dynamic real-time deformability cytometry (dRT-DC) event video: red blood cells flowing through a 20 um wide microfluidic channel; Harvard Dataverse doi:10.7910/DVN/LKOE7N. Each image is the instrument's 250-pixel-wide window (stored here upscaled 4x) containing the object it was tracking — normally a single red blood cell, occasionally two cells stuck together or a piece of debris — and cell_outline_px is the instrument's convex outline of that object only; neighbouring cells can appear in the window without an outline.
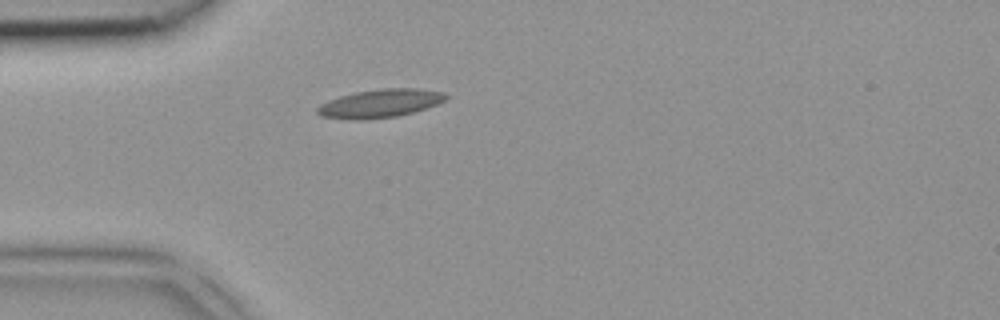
{"species": "common noctule bat (a hibernating species)", "species_latin": "Nyctalus noctula", "temperature_condition": "room temperature", "stored_images_in_passage": 1, "camera_frame_rate_fps": 3000, "um_per_image_px": 0.085, "animal": {"sex": "female", "body_mass_g": 18.4}, "frame": {"image": 1, "passage_image": 1, "time_ms": 0.0, "image_size_px": [1000, 320], "cell_outline_px": [[448, 96], [444, 100], [436, 104], [412, 112], [396, 116], [364, 120], [352, 120], [324, 116], [316, 112], [316, 108], [320, 104], [328, 100], [340, 96], [356, 92], [380, 88], [416, 88], [444, 92]], "centroid_in_image_um": [32.28, 8.78], "position_along_channel_um": 52.7, "area_um2": 21.04}}